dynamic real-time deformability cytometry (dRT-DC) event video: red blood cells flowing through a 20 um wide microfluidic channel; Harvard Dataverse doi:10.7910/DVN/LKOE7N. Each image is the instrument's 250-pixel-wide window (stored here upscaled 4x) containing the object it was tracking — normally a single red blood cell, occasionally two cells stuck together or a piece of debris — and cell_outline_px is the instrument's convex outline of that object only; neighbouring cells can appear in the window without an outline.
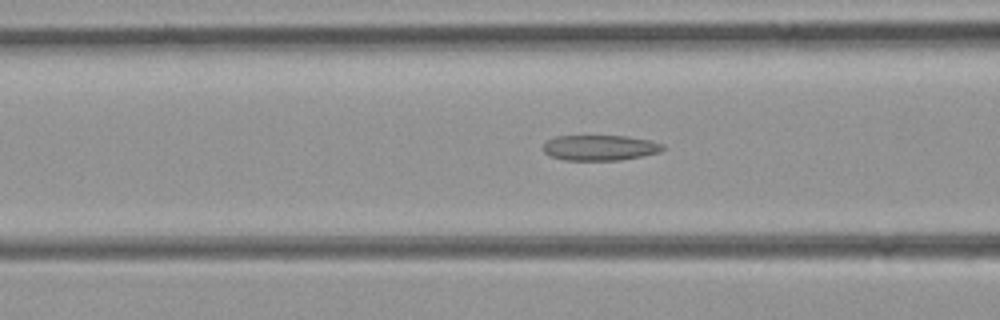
{"species": "common noctule bat (a hibernating species)", "species_latin": "Nyctalus noctula", "temperature_condition": "room temperature", "stored_images_in_passage": 41, "camera_frame_rate_fps": 3000, "um_per_image_px": 0.085, "animal": {"sex": "female", "body_mass_g": 21.9}, "frame": {"image": 1, "passage_image": 20, "time_ms": 6.333, "image_size_px": [1000, 320], "cell_outline_px": [[664, 148], [660, 152], [620, 160], [564, 160], [552, 156], [544, 152], [544, 144], [548, 140], [556, 136], [624, 136], [648, 140], [664, 144]], "centroid_in_image_um": [50.99, 12.56], "position_along_channel_um": 115.6, "area_um2": 17.51}}
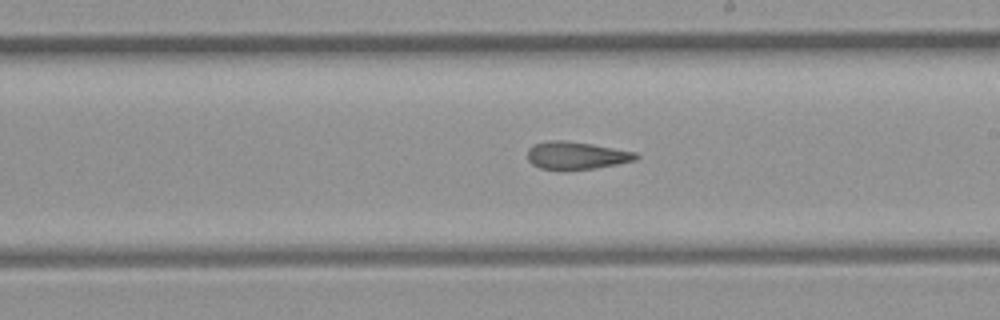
{"frame": {"image": 2, "passage_image": 29, "time_ms": 9.333, "image_size_px": [1000, 320], "cell_outline_px": [[640, 156], [636, 160], [616, 164], [592, 168], [540, 168], [532, 164], [528, 160], [528, 148], [536, 144], [552, 140], [560, 140], [592, 144], [636, 152]], "centroid_in_image_um": [49.01, 13.19], "position_along_channel_um": 240.0, "area_um2": 16.88}}
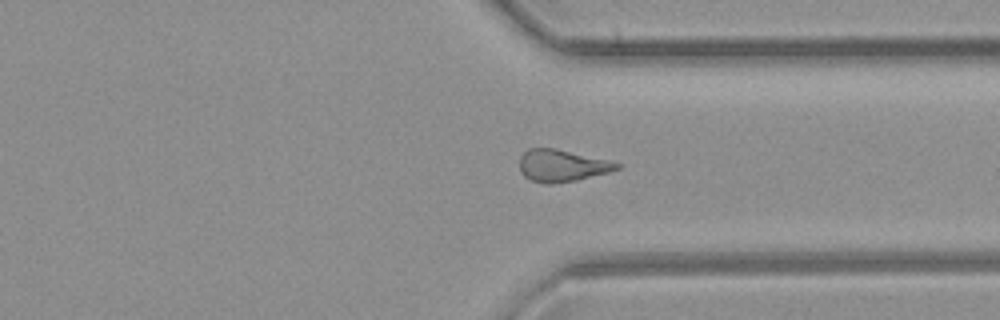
{"frame": {"image": 3, "passage_image": 38, "time_ms": 12.333, "image_size_px": [1000, 320], "cell_outline_px": [[620, 168], [608, 172], [576, 180], [548, 184], [544, 184], [528, 180], [520, 172], [520, 156], [528, 148], [556, 148], [608, 160], [620, 164]], "centroid_in_image_um": [47.71, 14.08], "position_along_channel_um": 363.7, "area_um2": 18.15}}